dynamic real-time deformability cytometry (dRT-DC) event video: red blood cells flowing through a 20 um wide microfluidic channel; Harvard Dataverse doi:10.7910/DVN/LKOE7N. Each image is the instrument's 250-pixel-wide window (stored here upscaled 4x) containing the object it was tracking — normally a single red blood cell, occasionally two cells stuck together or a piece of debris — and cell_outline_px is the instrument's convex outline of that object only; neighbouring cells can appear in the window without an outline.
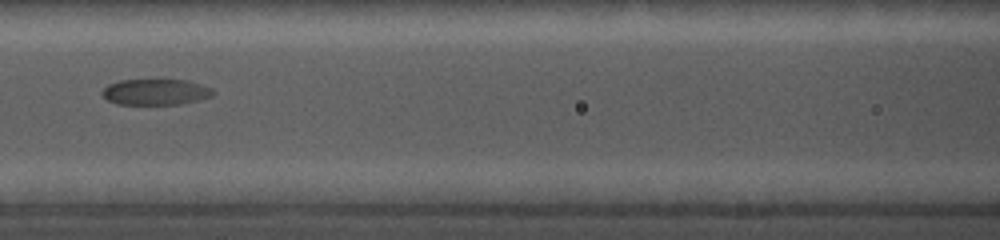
{"species": "common noctule bat (a hibernating species)", "species_latin": "Nyctalus noctula", "temperature_condition": "cold", "stored_images_in_passage": 6, "camera_frame_rate_fps": 5000, "um_per_image_px": 0.085, "animal": {"sex": "female", "body_mass_g": 19.0, "forearm_length_mm": 56.7}, "frame": {"image": 1, "passage_image": 4, "time_ms": 2.4, "image_size_px": [1000, 240], "cell_outline_px": [[216, 92], [212, 96], [180, 104], [116, 104], [108, 100], [100, 92], [108, 84], [120, 80], [188, 80], [212, 88]], "centroid_in_image_um": [13.22, 7.81], "position_along_channel_um": 153.4, "area_um2": 16.7}}
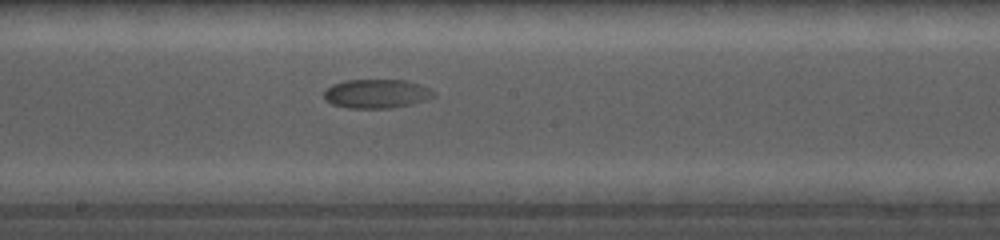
{"frame": {"image": 2, "passage_image": 6, "time_ms": 4.2, "image_size_px": [1000, 240], "cell_outline_px": [[436, 96], [412, 104], [392, 108], [348, 108], [332, 104], [324, 96], [324, 92], [332, 84], [344, 80], [404, 80], [428, 88], [436, 92]], "centroid_in_image_um": [32.01, 7.97], "position_along_channel_um": 216.2, "area_um2": 18.38}}